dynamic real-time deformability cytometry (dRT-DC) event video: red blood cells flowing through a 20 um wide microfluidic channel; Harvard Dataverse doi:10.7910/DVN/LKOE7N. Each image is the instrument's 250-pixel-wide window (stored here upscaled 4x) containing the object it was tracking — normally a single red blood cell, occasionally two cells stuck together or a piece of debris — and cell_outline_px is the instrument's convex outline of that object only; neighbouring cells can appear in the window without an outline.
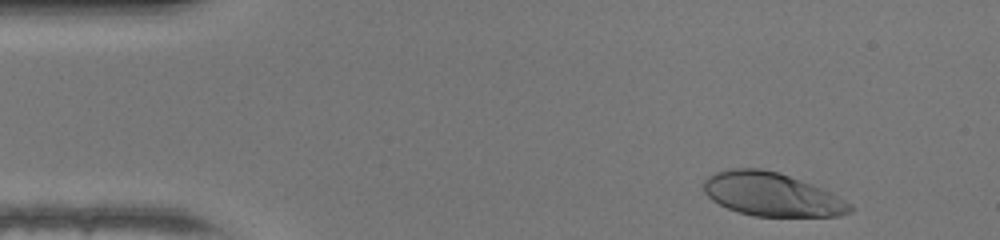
{"species": "human", "species_latin": "Homo sapiens", "temperature_condition": "warm", "stored_images_in_passage": 44, "camera_frame_rate_fps": 3000, "um_per_image_px": 0.085, "donor": {"sex": "female"}, "frame": {"image": 1, "passage_image": 1, "time_ms": 0.0, "image_size_px": [1000, 240], "cell_outline_px": [[852, 212], [840, 216], [752, 216], [728, 208], [712, 200], [704, 192], [704, 180], [708, 176], [716, 172], [732, 168], [760, 168], [776, 172], [812, 184], [832, 192], [852, 204]], "centroid_in_image_um": [65.62, 16.53], "position_along_channel_um": 19.4, "area_um2": 36.99}}
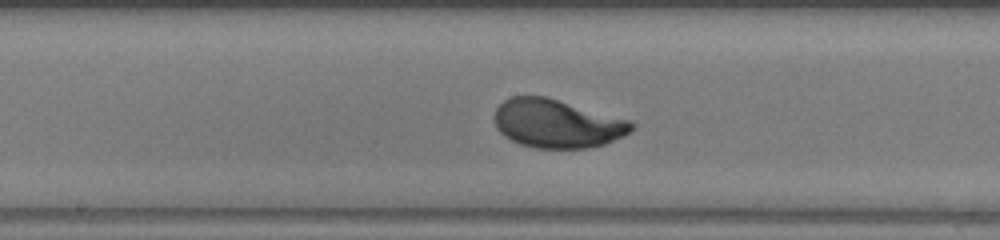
{"frame": {"image": 2, "passage_image": 20, "time_ms": 6.333, "image_size_px": [1000, 240], "cell_outline_px": [[636, 124], [628, 132], [604, 144], [588, 148], [536, 148], [520, 144], [504, 136], [496, 128], [496, 108], [504, 100], [512, 96], [544, 96], [632, 120]], "centroid_in_image_um": [47.34, 10.5], "position_along_channel_um": 200.9, "area_um2": 38.44}}
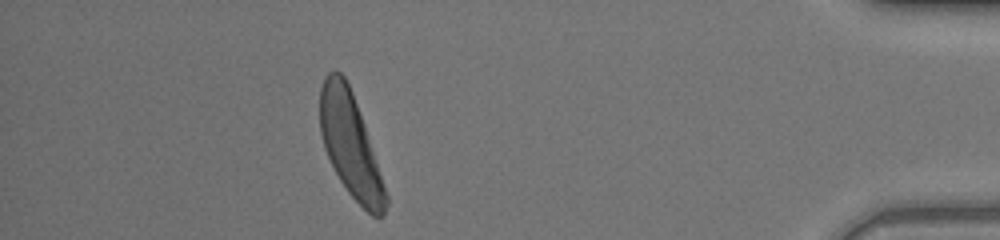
{"frame": {"image": 3, "passage_image": 38, "time_ms": 12.333, "image_size_px": [1000, 240], "cell_outline_px": [[388, 204], [384, 216], [372, 216], [348, 192], [340, 180], [324, 148], [320, 132], [320, 88], [324, 76], [332, 68], [336, 68], [344, 76], [352, 92], [364, 124], [388, 196]], "centroid_in_image_um": [29.77, 12.28], "position_along_channel_um": 405.4, "area_um2": 39.3}, "authors_computed_cell_mechanics": {"area_um2": 38.8994, "velocity_mm_per_s": 4.3198, "shape_relaxation_time_tau1_ms": 2.56, "shape_relaxation_time_tau2_ms": null, "deformation_change_tau1": 0.2061, "deformation_change_tau2": null}}